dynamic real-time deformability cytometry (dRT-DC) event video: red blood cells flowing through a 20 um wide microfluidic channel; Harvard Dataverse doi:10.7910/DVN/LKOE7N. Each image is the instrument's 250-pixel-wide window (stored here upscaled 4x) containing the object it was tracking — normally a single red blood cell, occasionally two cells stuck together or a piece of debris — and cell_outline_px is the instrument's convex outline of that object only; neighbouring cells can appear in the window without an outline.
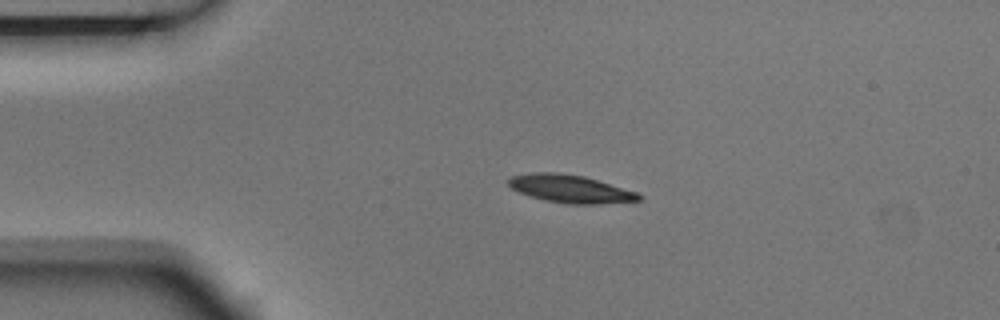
{"species": "Egyptian fruit bat (a non-hibernating species)", "species_latin": "Rousettus aegyptiacus", "temperature_condition": "room temperature", "stored_images_in_passage": 4, "camera_frame_rate_fps": 3000, "um_per_image_px": 0.085, "animal": {"sex": "male"}, "frame": {"image": 1, "passage_image": 3, "time_ms": 0.667, "image_size_px": [1000, 320], "cell_outline_px": [[644, 196], [640, 200], [596, 204], [568, 204], [544, 200], [520, 192], [512, 188], [508, 184], [508, 180], [512, 176], [532, 172], [560, 172], [584, 176], [636, 192]], "centroid_in_image_um": [48.47, 16.04], "position_along_channel_um": 36.5, "area_um2": 20.98}}
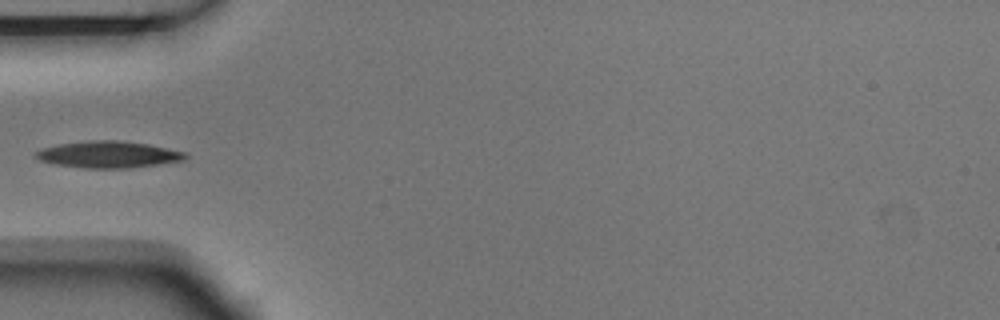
{"frame": {"image": 2, "passage_image": 4, "time_ms": 1.0, "image_size_px": [1000, 320], "cell_outline_px": [[188, 156], [184, 160], [160, 164], [128, 168], [84, 168], [56, 164], [40, 160], [32, 156], [36, 152], [44, 148], [60, 144], [88, 140], [116, 140], [148, 144], [188, 152]], "centroid_in_image_um": [9.25, 13.13], "position_along_channel_um": 75.7, "area_um2": 23.24}}